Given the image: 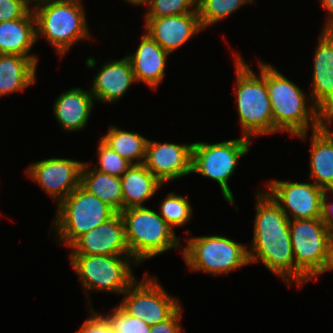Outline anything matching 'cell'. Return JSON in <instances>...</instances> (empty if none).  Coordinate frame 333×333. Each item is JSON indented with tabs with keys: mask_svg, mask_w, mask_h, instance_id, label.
Wrapping results in <instances>:
<instances>
[{
	"mask_svg": "<svg viewBox=\"0 0 333 333\" xmlns=\"http://www.w3.org/2000/svg\"><path fill=\"white\" fill-rule=\"evenodd\" d=\"M256 217L250 263L261 262L283 281H296V264L292 252L289 218L267 192L256 195Z\"/></svg>",
	"mask_w": 333,
	"mask_h": 333,
	"instance_id": "6da1fadb",
	"label": "cell"
},
{
	"mask_svg": "<svg viewBox=\"0 0 333 333\" xmlns=\"http://www.w3.org/2000/svg\"><path fill=\"white\" fill-rule=\"evenodd\" d=\"M266 84L273 114L274 133L290 132L293 136L306 139L308 125L313 131L324 124L325 115L313 103L310 106L306 104L304 91L267 63Z\"/></svg>",
	"mask_w": 333,
	"mask_h": 333,
	"instance_id": "7a4b0ae2",
	"label": "cell"
},
{
	"mask_svg": "<svg viewBox=\"0 0 333 333\" xmlns=\"http://www.w3.org/2000/svg\"><path fill=\"white\" fill-rule=\"evenodd\" d=\"M237 87L236 102L243 136L273 134L274 122L266 84V63H258L260 76L239 55H235Z\"/></svg>",
	"mask_w": 333,
	"mask_h": 333,
	"instance_id": "3957f363",
	"label": "cell"
},
{
	"mask_svg": "<svg viewBox=\"0 0 333 333\" xmlns=\"http://www.w3.org/2000/svg\"><path fill=\"white\" fill-rule=\"evenodd\" d=\"M81 0H39L32 10L36 20V39L45 37L60 56L81 39H88Z\"/></svg>",
	"mask_w": 333,
	"mask_h": 333,
	"instance_id": "277c9868",
	"label": "cell"
},
{
	"mask_svg": "<svg viewBox=\"0 0 333 333\" xmlns=\"http://www.w3.org/2000/svg\"><path fill=\"white\" fill-rule=\"evenodd\" d=\"M120 215L130 256L138 264L181 246L173 228L154 210L145 206L130 207L122 210Z\"/></svg>",
	"mask_w": 333,
	"mask_h": 333,
	"instance_id": "5b68a950",
	"label": "cell"
},
{
	"mask_svg": "<svg viewBox=\"0 0 333 333\" xmlns=\"http://www.w3.org/2000/svg\"><path fill=\"white\" fill-rule=\"evenodd\" d=\"M55 226L57 242L70 247L81 235L112 218L117 212L81 185L73 190L58 206Z\"/></svg>",
	"mask_w": 333,
	"mask_h": 333,
	"instance_id": "8992f818",
	"label": "cell"
},
{
	"mask_svg": "<svg viewBox=\"0 0 333 333\" xmlns=\"http://www.w3.org/2000/svg\"><path fill=\"white\" fill-rule=\"evenodd\" d=\"M248 248L224 236L191 237L181 253L191 271L228 274L250 264Z\"/></svg>",
	"mask_w": 333,
	"mask_h": 333,
	"instance_id": "52a82bcc",
	"label": "cell"
},
{
	"mask_svg": "<svg viewBox=\"0 0 333 333\" xmlns=\"http://www.w3.org/2000/svg\"><path fill=\"white\" fill-rule=\"evenodd\" d=\"M250 144L251 139L245 136L215 144L193 143L191 173H199L217 181L224 199L234 204V197L227 182L239 159L248 153Z\"/></svg>",
	"mask_w": 333,
	"mask_h": 333,
	"instance_id": "ba28073f",
	"label": "cell"
},
{
	"mask_svg": "<svg viewBox=\"0 0 333 333\" xmlns=\"http://www.w3.org/2000/svg\"><path fill=\"white\" fill-rule=\"evenodd\" d=\"M69 259L85 293L94 289L122 294L136 280L130 265L138 263L130 255H69Z\"/></svg>",
	"mask_w": 333,
	"mask_h": 333,
	"instance_id": "9c48e42d",
	"label": "cell"
},
{
	"mask_svg": "<svg viewBox=\"0 0 333 333\" xmlns=\"http://www.w3.org/2000/svg\"><path fill=\"white\" fill-rule=\"evenodd\" d=\"M289 232L296 264V281L301 287L321 271L331 234L321 218L290 220Z\"/></svg>",
	"mask_w": 333,
	"mask_h": 333,
	"instance_id": "30bf717a",
	"label": "cell"
},
{
	"mask_svg": "<svg viewBox=\"0 0 333 333\" xmlns=\"http://www.w3.org/2000/svg\"><path fill=\"white\" fill-rule=\"evenodd\" d=\"M135 280L122 294L125 295L119 306L129 315L141 318L149 326L168 319L180 306L164 290L155 277L146 273L143 280Z\"/></svg>",
	"mask_w": 333,
	"mask_h": 333,
	"instance_id": "8fae6325",
	"label": "cell"
},
{
	"mask_svg": "<svg viewBox=\"0 0 333 333\" xmlns=\"http://www.w3.org/2000/svg\"><path fill=\"white\" fill-rule=\"evenodd\" d=\"M267 184L269 191L267 193L280 206L289 220L292 218V220L321 218L324 189L314 182L302 183L273 180Z\"/></svg>",
	"mask_w": 333,
	"mask_h": 333,
	"instance_id": "7c38bea8",
	"label": "cell"
},
{
	"mask_svg": "<svg viewBox=\"0 0 333 333\" xmlns=\"http://www.w3.org/2000/svg\"><path fill=\"white\" fill-rule=\"evenodd\" d=\"M82 166L83 162L73 159L50 158L36 161L26 173L51 197L57 198L59 205L80 185Z\"/></svg>",
	"mask_w": 333,
	"mask_h": 333,
	"instance_id": "4fadbf2b",
	"label": "cell"
},
{
	"mask_svg": "<svg viewBox=\"0 0 333 333\" xmlns=\"http://www.w3.org/2000/svg\"><path fill=\"white\" fill-rule=\"evenodd\" d=\"M313 61V86L309 96L325 115L324 124L333 123V29H323Z\"/></svg>",
	"mask_w": 333,
	"mask_h": 333,
	"instance_id": "5bb4252c",
	"label": "cell"
},
{
	"mask_svg": "<svg viewBox=\"0 0 333 333\" xmlns=\"http://www.w3.org/2000/svg\"><path fill=\"white\" fill-rule=\"evenodd\" d=\"M193 144L159 143L148 139L145 167L162 183L191 174Z\"/></svg>",
	"mask_w": 333,
	"mask_h": 333,
	"instance_id": "9a60e30c",
	"label": "cell"
},
{
	"mask_svg": "<svg viewBox=\"0 0 333 333\" xmlns=\"http://www.w3.org/2000/svg\"><path fill=\"white\" fill-rule=\"evenodd\" d=\"M69 248H72L69 255H130L122 216L116 213L81 235Z\"/></svg>",
	"mask_w": 333,
	"mask_h": 333,
	"instance_id": "2e32d148",
	"label": "cell"
},
{
	"mask_svg": "<svg viewBox=\"0 0 333 333\" xmlns=\"http://www.w3.org/2000/svg\"><path fill=\"white\" fill-rule=\"evenodd\" d=\"M146 33L164 50L172 53L203 29L198 12L145 18Z\"/></svg>",
	"mask_w": 333,
	"mask_h": 333,
	"instance_id": "e0dca14e",
	"label": "cell"
},
{
	"mask_svg": "<svg viewBox=\"0 0 333 333\" xmlns=\"http://www.w3.org/2000/svg\"><path fill=\"white\" fill-rule=\"evenodd\" d=\"M135 82L130 60L125 57L105 62L94 77L90 92L95 101L115 103Z\"/></svg>",
	"mask_w": 333,
	"mask_h": 333,
	"instance_id": "ac0fdd59",
	"label": "cell"
},
{
	"mask_svg": "<svg viewBox=\"0 0 333 333\" xmlns=\"http://www.w3.org/2000/svg\"><path fill=\"white\" fill-rule=\"evenodd\" d=\"M170 53L164 50L147 33L141 36V42L134 52L128 55L136 82L145 83L150 88L157 89L163 80L167 56Z\"/></svg>",
	"mask_w": 333,
	"mask_h": 333,
	"instance_id": "d6986e66",
	"label": "cell"
},
{
	"mask_svg": "<svg viewBox=\"0 0 333 333\" xmlns=\"http://www.w3.org/2000/svg\"><path fill=\"white\" fill-rule=\"evenodd\" d=\"M36 41V20L32 7L23 18L0 22V54L29 57L37 64L38 57L29 54Z\"/></svg>",
	"mask_w": 333,
	"mask_h": 333,
	"instance_id": "ffe728a7",
	"label": "cell"
},
{
	"mask_svg": "<svg viewBox=\"0 0 333 333\" xmlns=\"http://www.w3.org/2000/svg\"><path fill=\"white\" fill-rule=\"evenodd\" d=\"M94 97L90 91L72 88L58 96L54 103V115L64 130H82L91 113Z\"/></svg>",
	"mask_w": 333,
	"mask_h": 333,
	"instance_id": "44dd1931",
	"label": "cell"
},
{
	"mask_svg": "<svg viewBox=\"0 0 333 333\" xmlns=\"http://www.w3.org/2000/svg\"><path fill=\"white\" fill-rule=\"evenodd\" d=\"M310 179L319 187L333 189V132L323 124L312 131Z\"/></svg>",
	"mask_w": 333,
	"mask_h": 333,
	"instance_id": "7402d4cb",
	"label": "cell"
},
{
	"mask_svg": "<svg viewBox=\"0 0 333 333\" xmlns=\"http://www.w3.org/2000/svg\"><path fill=\"white\" fill-rule=\"evenodd\" d=\"M123 193V210L144 206L162 186V183L142 164H132L120 177Z\"/></svg>",
	"mask_w": 333,
	"mask_h": 333,
	"instance_id": "603a6c76",
	"label": "cell"
},
{
	"mask_svg": "<svg viewBox=\"0 0 333 333\" xmlns=\"http://www.w3.org/2000/svg\"><path fill=\"white\" fill-rule=\"evenodd\" d=\"M36 66L29 57L0 54V97L35 83Z\"/></svg>",
	"mask_w": 333,
	"mask_h": 333,
	"instance_id": "cb8c5ba5",
	"label": "cell"
},
{
	"mask_svg": "<svg viewBox=\"0 0 333 333\" xmlns=\"http://www.w3.org/2000/svg\"><path fill=\"white\" fill-rule=\"evenodd\" d=\"M80 185L89 193L107 203L117 213L123 210V193L120 177L108 175L83 163Z\"/></svg>",
	"mask_w": 333,
	"mask_h": 333,
	"instance_id": "d4e9b609",
	"label": "cell"
},
{
	"mask_svg": "<svg viewBox=\"0 0 333 333\" xmlns=\"http://www.w3.org/2000/svg\"><path fill=\"white\" fill-rule=\"evenodd\" d=\"M108 128L106 135L100 138L105 144L131 164L144 163L147 138L135 132L118 129L113 125Z\"/></svg>",
	"mask_w": 333,
	"mask_h": 333,
	"instance_id": "484cf974",
	"label": "cell"
},
{
	"mask_svg": "<svg viewBox=\"0 0 333 333\" xmlns=\"http://www.w3.org/2000/svg\"><path fill=\"white\" fill-rule=\"evenodd\" d=\"M254 0H197V12L203 29L225 19L240 6Z\"/></svg>",
	"mask_w": 333,
	"mask_h": 333,
	"instance_id": "4316f807",
	"label": "cell"
},
{
	"mask_svg": "<svg viewBox=\"0 0 333 333\" xmlns=\"http://www.w3.org/2000/svg\"><path fill=\"white\" fill-rule=\"evenodd\" d=\"M160 216L172 227L186 224L192 217V206L189 200L176 193H169L161 202Z\"/></svg>",
	"mask_w": 333,
	"mask_h": 333,
	"instance_id": "83f0119b",
	"label": "cell"
},
{
	"mask_svg": "<svg viewBox=\"0 0 333 333\" xmlns=\"http://www.w3.org/2000/svg\"><path fill=\"white\" fill-rule=\"evenodd\" d=\"M112 314L102 315L108 322L112 333H149L151 326L144 320L127 314L119 305Z\"/></svg>",
	"mask_w": 333,
	"mask_h": 333,
	"instance_id": "f1b7e54d",
	"label": "cell"
},
{
	"mask_svg": "<svg viewBox=\"0 0 333 333\" xmlns=\"http://www.w3.org/2000/svg\"><path fill=\"white\" fill-rule=\"evenodd\" d=\"M145 18H161L197 12V0H150ZM192 8V9H191Z\"/></svg>",
	"mask_w": 333,
	"mask_h": 333,
	"instance_id": "f546056e",
	"label": "cell"
},
{
	"mask_svg": "<svg viewBox=\"0 0 333 333\" xmlns=\"http://www.w3.org/2000/svg\"><path fill=\"white\" fill-rule=\"evenodd\" d=\"M98 159L99 162L97 165H100H98L99 167L95 165V170L117 177H121L132 165L129 161L112 150L101 139L98 145Z\"/></svg>",
	"mask_w": 333,
	"mask_h": 333,
	"instance_id": "4dcf8cb0",
	"label": "cell"
},
{
	"mask_svg": "<svg viewBox=\"0 0 333 333\" xmlns=\"http://www.w3.org/2000/svg\"><path fill=\"white\" fill-rule=\"evenodd\" d=\"M30 0H0V22L23 18L31 9Z\"/></svg>",
	"mask_w": 333,
	"mask_h": 333,
	"instance_id": "1f68e13d",
	"label": "cell"
},
{
	"mask_svg": "<svg viewBox=\"0 0 333 333\" xmlns=\"http://www.w3.org/2000/svg\"><path fill=\"white\" fill-rule=\"evenodd\" d=\"M92 317H88L77 333H112L106 319L95 311L90 312Z\"/></svg>",
	"mask_w": 333,
	"mask_h": 333,
	"instance_id": "d6a6232c",
	"label": "cell"
},
{
	"mask_svg": "<svg viewBox=\"0 0 333 333\" xmlns=\"http://www.w3.org/2000/svg\"><path fill=\"white\" fill-rule=\"evenodd\" d=\"M182 307L180 306L168 319L151 326L149 333H182L179 325Z\"/></svg>",
	"mask_w": 333,
	"mask_h": 333,
	"instance_id": "836d02e7",
	"label": "cell"
},
{
	"mask_svg": "<svg viewBox=\"0 0 333 333\" xmlns=\"http://www.w3.org/2000/svg\"><path fill=\"white\" fill-rule=\"evenodd\" d=\"M326 193H328L327 189L324 190L322 196L321 220L327 231L333 236V203L327 202Z\"/></svg>",
	"mask_w": 333,
	"mask_h": 333,
	"instance_id": "e575fe53",
	"label": "cell"
},
{
	"mask_svg": "<svg viewBox=\"0 0 333 333\" xmlns=\"http://www.w3.org/2000/svg\"><path fill=\"white\" fill-rule=\"evenodd\" d=\"M333 270V236L330 237L328 244H327V251H326V258L323 264L321 271L316 275V278L324 272H329Z\"/></svg>",
	"mask_w": 333,
	"mask_h": 333,
	"instance_id": "d590c367",
	"label": "cell"
},
{
	"mask_svg": "<svg viewBox=\"0 0 333 333\" xmlns=\"http://www.w3.org/2000/svg\"><path fill=\"white\" fill-rule=\"evenodd\" d=\"M322 2V6L329 13L328 19L325 23L323 29H333V0H320Z\"/></svg>",
	"mask_w": 333,
	"mask_h": 333,
	"instance_id": "8d00e7d4",
	"label": "cell"
},
{
	"mask_svg": "<svg viewBox=\"0 0 333 333\" xmlns=\"http://www.w3.org/2000/svg\"><path fill=\"white\" fill-rule=\"evenodd\" d=\"M126 2L135 4V5H141V4H148L150 2V0H126Z\"/></svg>",
	"mask_w": 333,
	"mask_h": 333,
	"instance_id": "74e56055",
	"label": "cell"
},
{
	"mask_svg": "<svg viewBox=\"0 0 333 333\" xmlns=\"http://www.w3.org/2000/svg\"><path fill=\"white\" fill-rule=\"evenodd\" d=\"M327 191H329V192L333 193V189H327Z\"/></svg>",
	"mask_w": 333,
	"mask_h": 333,
	"instance_id": "f35d334b",
	"label": "cell"
}]
</instances>
